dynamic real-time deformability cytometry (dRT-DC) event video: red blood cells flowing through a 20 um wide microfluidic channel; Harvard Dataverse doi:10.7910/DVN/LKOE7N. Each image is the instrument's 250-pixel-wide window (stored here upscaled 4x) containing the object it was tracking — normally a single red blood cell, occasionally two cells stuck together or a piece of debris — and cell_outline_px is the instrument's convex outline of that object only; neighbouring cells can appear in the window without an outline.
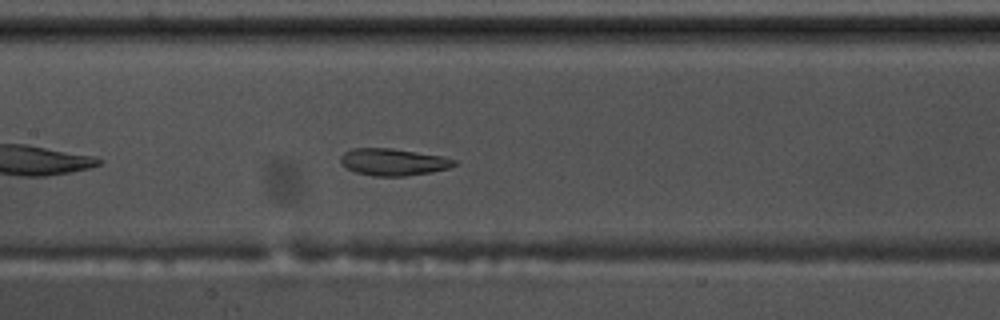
{"species": "common noctule bat (a hibernating species)", "species_latin": "Nyctalus noctula", "temperature_condition": "warm", "stored_images_in_passage": 43, "camera_frame_rate_fps": 3000, "um_per_image_px": 0.085, "animal": {"sex": "male", "body_mass_g": 17.5, "forearm_length_mm": 52.3}, "frame": {"image": 1, "passage_image": 13, "time_ms": 4.0, "image_size_px": [1000, 320], "cell_outline_px": [[460, 164], [448, 168], [432, 172], [404, 176], [372, 176], [356, 172], [340, 164], [340, 156], [344, 152], [352, 148], [392, 148], [444, 156], [456, 160]], "centroid_in_image_um": [33.45, 13.76], "position_along_channel_um": 174.0, "area_um2": 18.09}}
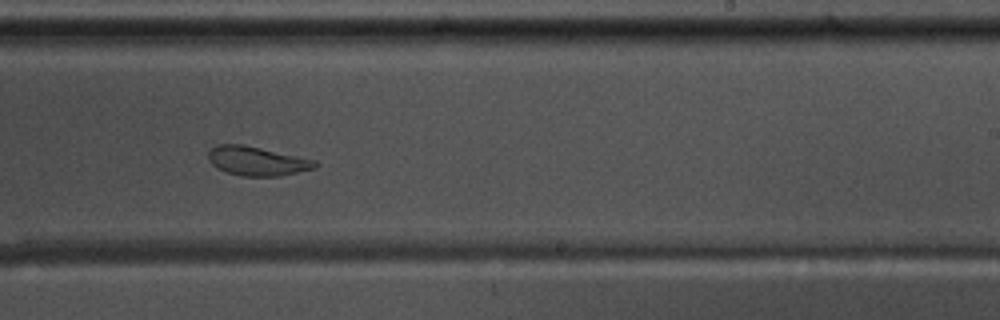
{"frame": {"image": 2, "passage_image": 21, "time_ms": 6.667, "image_size_px": [1000, 320], "cell_outline_px": [[320, 164], [316, 168], [280, 176], [244, 176], [228, 172], [216, 168], [208, 160], [208, 152], [216, 144], [244, 144], [316, 160]], "centroid_in_image_um": [21.86, 13.68], "position_along_channel_um": 267.1, "area_um2": 18.21}}
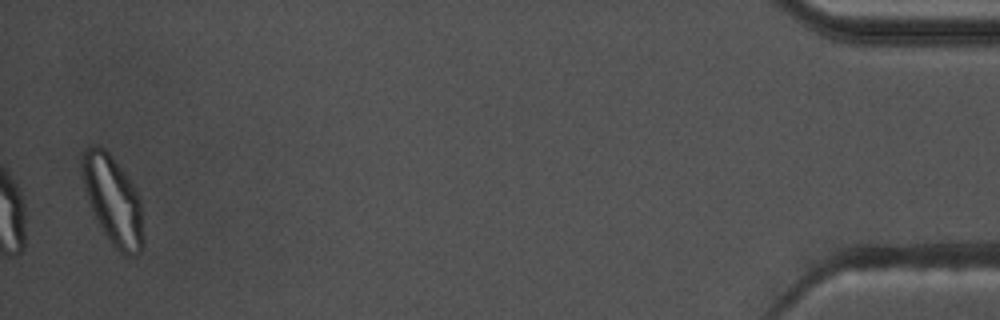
{"frame": {"image": 3, "passage_image": 42, "time_ms": 13.667, "image_size_px": [1000, 320], "cell_outline_px": [[144, 248], [136, 256], [128, 256], [120, 252], [112, 244], [104, 232], [92, 208], [84, 188], [80, 164], [80, 152], [92, 144], [96, 144], [104, 148], [108, 152], [128, 176], [136, 188], [140, 196], [144, 240]], "centroid_in_image_um": [9.61, 16.98], "position_along_channel_um": 425.6, "area_um2": 31.91}, "authors_computed_cell_mechanics": {"area_um2": 19.8254, "velocity_mm_per_s": 3.5091, "shape_relaxation_time_tau1_ms": null, "shape_relaxation_time_tau2_ms": 1.7452, "deformation_change_tau1": null, "deformation_change_tau2": 0.0732}}